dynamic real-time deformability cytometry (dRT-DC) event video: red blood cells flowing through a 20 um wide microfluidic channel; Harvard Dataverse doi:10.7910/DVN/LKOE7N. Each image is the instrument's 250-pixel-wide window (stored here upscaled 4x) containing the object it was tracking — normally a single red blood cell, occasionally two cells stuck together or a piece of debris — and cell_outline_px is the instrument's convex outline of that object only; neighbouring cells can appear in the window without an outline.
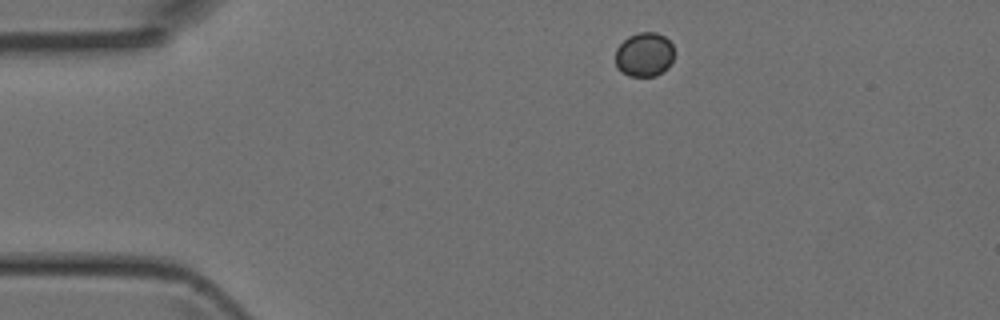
{"species": "Egyptian fruit bat (a non-hibernating species)", "species_latin": "Rousettus aegyptiacus", "temperature_condition": "room temperature", "stored_images_in_passage": 3, "camera_frame_rate_fps": 3000, "um_per_image_px": 0.085, "animal": {"sex": "female"}, "frame": {"image": 1, "passage_image": 1, "time_ms": 0.0, "image_size_px": [1000, 320], "cell_outline_px": [[672, 60], [668, 68], [656, 76], [628, 76], [616, 68], [616, 48], [628, 36], [640, 32], [656, 32], [664, 36], [672, 44]], "centroid_in_image_um": [54.75, 4.64], "position_along_channel_um": 30.3, "area_um2": 15.14}}
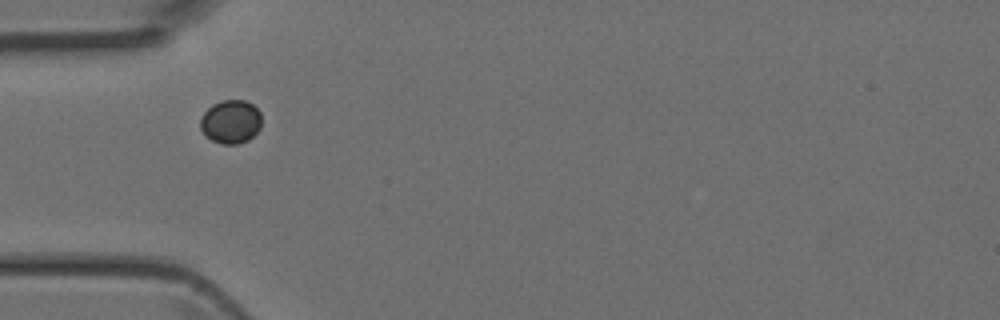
{"frame": {"image": 2, "passage_image": 3, "time_ms": 0.667, "image_size_px": [1000, 320], "cell_outline_px": [[260, 128], [248, 140], [236, 144], [220, 144], [204, 136], [200, 128], [200, 120], [204, 112], [212, 104], [224, 100], [244, 100], [252, 104], [260, 112]], "centroid_in_image_um": [19.59, 10.35], "position_along_channel_um": 65.4, "area_um2": 15.55}}